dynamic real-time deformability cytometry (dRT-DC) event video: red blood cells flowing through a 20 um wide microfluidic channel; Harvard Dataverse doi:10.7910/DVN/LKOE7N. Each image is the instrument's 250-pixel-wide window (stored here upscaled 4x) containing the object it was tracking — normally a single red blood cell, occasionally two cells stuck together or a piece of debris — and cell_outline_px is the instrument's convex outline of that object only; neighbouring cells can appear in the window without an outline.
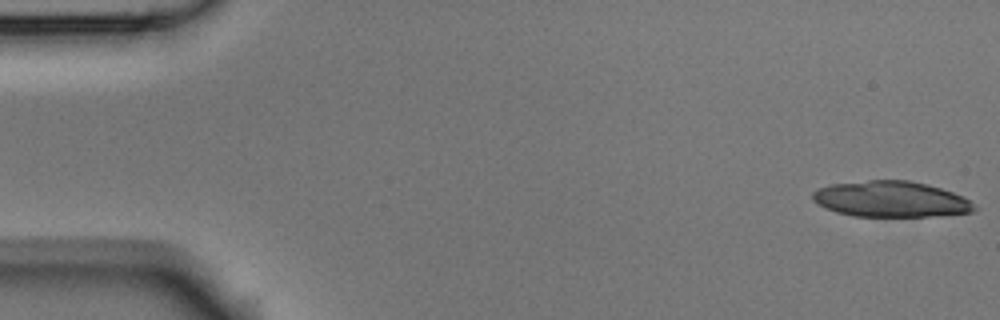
{"species": "Egyptian fruit bat (a non-hibernating species)", "species_latin": "Rousettus aegyptiacus", "temperature_condition": "room temperature", "stored_images_in_passage": 4, "camera_frame_rate_fps": 3000, "um_per_image_px": 0.085, "animal": {"sex": "male"}, "frame": {"image": 1, "passage_image": 1, "time_ms": 0.0, "image_size_px": [1000, 320], "cell_outline_px": [[980, 208], [972, 212], [928, 216], [852, 216], [836, 212], [824, 208], [812, 200], [812, 192], [820, 188], [832, 184], [868, 180], [908, 180], [928, 184], [964, 196], [976, 204]], "centroid_in_image_um": [75.75, 16.93], "position_along_channel_um": 9.3, "area_um2": 33.93}}